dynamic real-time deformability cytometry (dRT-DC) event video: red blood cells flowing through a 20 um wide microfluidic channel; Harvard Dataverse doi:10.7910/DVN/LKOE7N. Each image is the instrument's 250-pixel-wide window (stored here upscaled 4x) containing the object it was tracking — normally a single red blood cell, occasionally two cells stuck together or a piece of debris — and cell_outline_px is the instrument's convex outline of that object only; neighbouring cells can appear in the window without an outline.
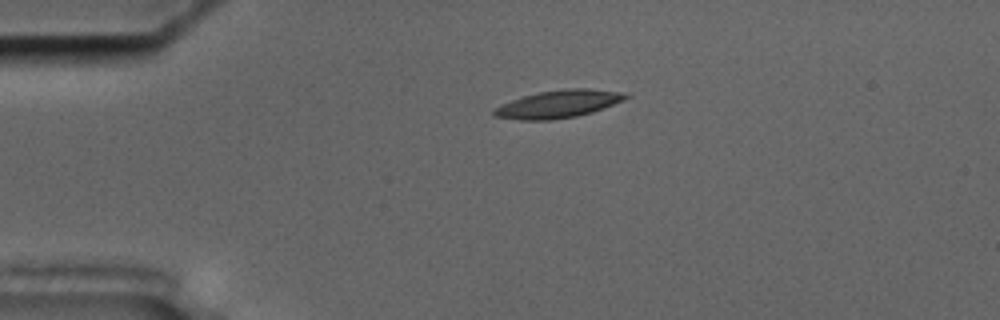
{"species": "common noctule bat (a hibernating species)", "species_latin": "Nyctalus noctula", "temperature_condition": "cold", "stored_images_in_passage": 44, "camera_frame_rate_fps": 3000, "um_per_image_px": 0.085, "animal": {"sex": "male", "body_mass_g": 17.5, "forearm_length_mm": 52.3}, "frame": {"image": 1, "passage_image": 1, "time_ms": 0.0, "image_size_px": [1000, 320], "cell_outline_px": [[632, 96], [624, 100], [592, 112], [576, 116], [548, 120], [520, 120], [492, 116], [492, 112], [496, 108], [512, 100], [524, 96], [540, 92], [564, 88], [588, 88], [628, 92]], "centroid_in_image_um": [47.53, 8.83], "position_along_channel_um": 37.5, "area_um2": 21.21}}
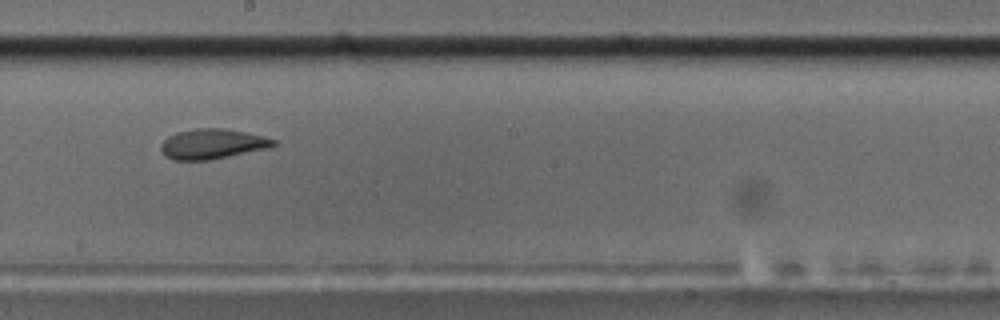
{"frame": {"image": 2, "passage_image": 20, "time_ms": 6.333, "image_size_px": [1000, 320], "cell_outline_px": [[276, 144], [268, 148], [208, 160], [172, 160], [164, 156], [160, 148], [160, 144], [168, 136], [176, 132], [196, 128], [224, 128], [244, 132], [276, 140]], "centroid_in_image_um": [17.98, 12.23], "position_along_channel_um": 230.2, "area_um2": 19.59}}
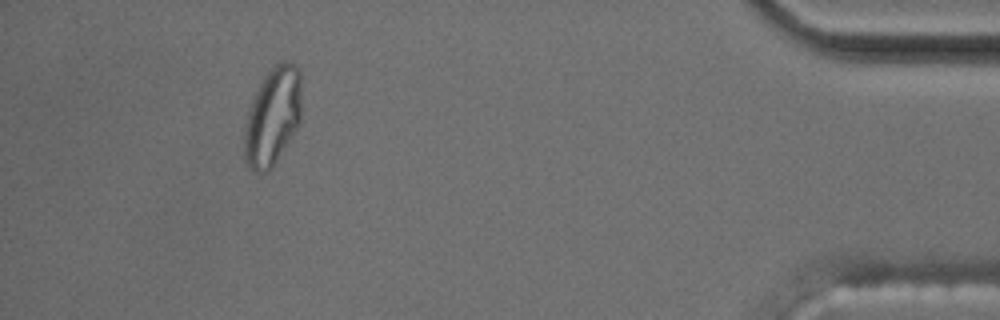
{"frame": {"image": 3, "passage_image": 40, "time_ms": 13.0, "image_size_px": [1000, 320], "cell_outline_px": [[300, 124], [272, 168], [264, 172], [252, 172], [244, 156], [244, 132], [248, 112], [252, 100], [264, 76], [276, 64], [284, 60], [296, 64], [300, 72]], "centroid_in_image_um": [23.18, 9.91], "position_along_channel_um": 412.0, "area_um2": 32.54}, "authors_computed_cell_mechanics": {"area_um2": 20.8658, "velocity_mm_per_s": 3.5995, "shape_relaxation_time_tau1_ms": null, "shape_relaxation_time_tau2_ms": 2.0263, "deformation_change_tau1": null, "deformation_change_tau2": 0.0891}}